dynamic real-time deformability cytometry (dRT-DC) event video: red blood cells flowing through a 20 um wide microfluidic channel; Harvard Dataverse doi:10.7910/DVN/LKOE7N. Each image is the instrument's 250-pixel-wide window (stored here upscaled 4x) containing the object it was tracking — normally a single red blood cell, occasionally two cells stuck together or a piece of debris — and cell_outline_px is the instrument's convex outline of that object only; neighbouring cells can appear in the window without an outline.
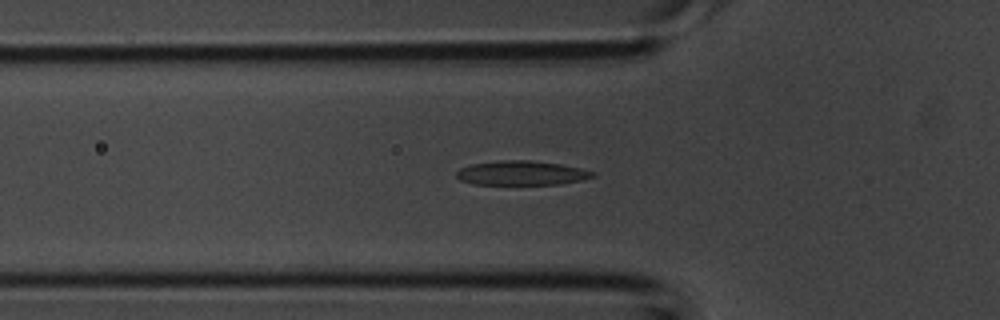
{"species": "common noctule bat (a hibernating species)", "species_latin": "Nyctalus noctula", "temperature_condition": "room temperature", "stored_images_in_passage": 42, "camera_frame_rate_fps": 3000, "um_per_image_px": 0.085, "animal": {"sex": "male", "body_mass_g": 20.1, "forearm_length_mm": 53.5}, "frame": {"image": 1, "passage_image": 14, "time_ms": 4.333, "image_size_px": [1000, 320], "cell_outline_px": [[596, 176], [580, 180], [560, 184], [472, 184], [460, 180], [456, 176], [456, 172], [460, 168], [472, 164], [500, 160], [532, 160], [560, 164], [580, 168], [596, 172]], "centroid_in_image_um": [44.33, 14.7], "position_along_channel_um": 81.5, "area_um2": 19.31}}
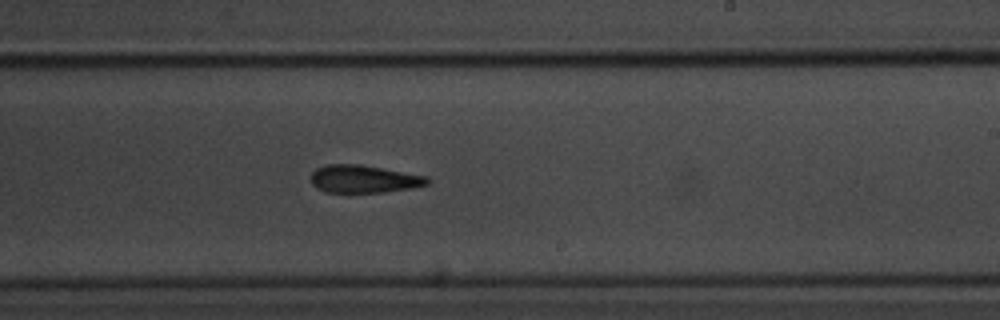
{"frame": {"image": 2, "passage_image": 25, "time_ms": 8.0, "image_size_px": [1000, 320], "cell_outline_px": [[432, 180], [428, 184], [408, 188], [384, 192], [324, 192], [316, 188], [312, 184], [312, 172], [316, 168], [324, 164], [360, 164], [428, 176]], "centroid_in_image_um": [30.91, 15.2], "position_along_channel_um": 258.1, "area_um2": 18.84}}
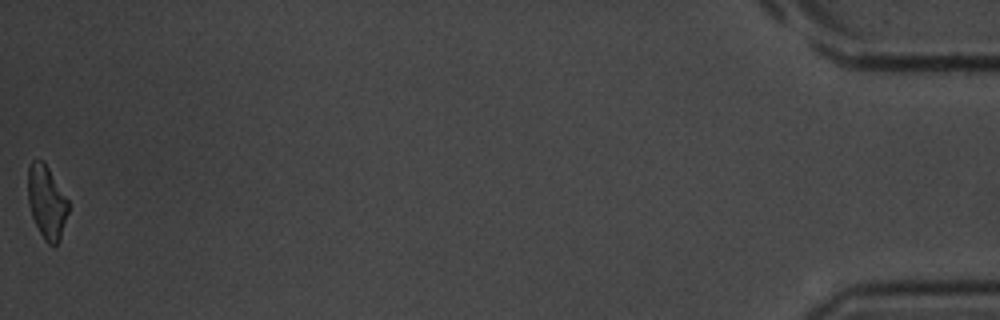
{"frame": {"image": 3, "passage_image": 42, "time_ms": 13.667, "image_size_px": [1000, 320], "cell_outline_px": [[68, 212], [60, 240], [56, 248], [52, 248], [44, 240], [32, 216], [28, 204], [28, 164], [32, 160], [44, 160], [68, 200]], "centroid_in_image_um": [3.97, 17.2], "position_along_channel_um": 431.2, "area_um2": 17.46}}